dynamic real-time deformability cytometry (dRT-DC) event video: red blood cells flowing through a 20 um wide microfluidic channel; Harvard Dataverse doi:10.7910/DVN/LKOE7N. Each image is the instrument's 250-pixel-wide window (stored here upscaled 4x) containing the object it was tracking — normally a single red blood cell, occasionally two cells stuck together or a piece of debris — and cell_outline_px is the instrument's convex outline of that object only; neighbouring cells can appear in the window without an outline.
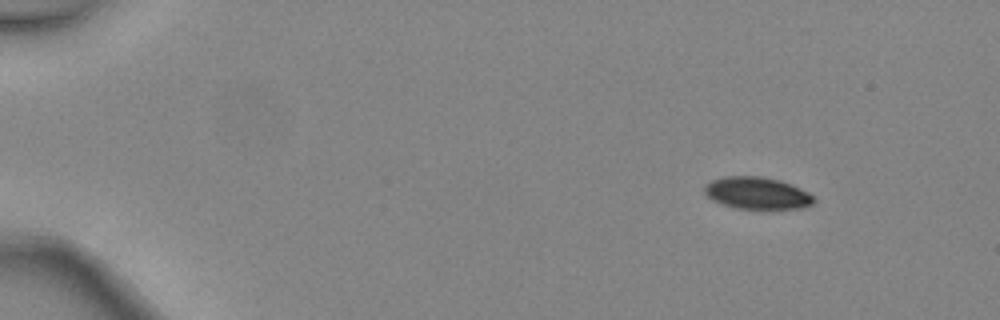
{"species": "common noctule bat (a hibernating species)", "species_latin": "Nyctalus noctula", "temperature_condition": "warm", "stored_images_in_passage": 4, "camera_frame_rate_fps": 3000, "um_per_image_px": 0.085, "animal": {"sex": "female", "body_mass_g": 24.6, "forearm_length_mm": 56.2}, "frame": {"image": 1, "passage_image": 1, "time_ms": 0.0, "image_size_px": [1000, 320], "cell_outline_px": [[816, 200], [812, 204], [804, 208], [736, 208], [712, 200], [704, 192], [704, 184], [712, 180], [724, 176], [760, 176], [780, 180], [792, 184], [808, 192]], "centroid_in_image_um": [64.35, 16.4], "position_along_channel_um": 20.7, "area_um2": 20.35}}
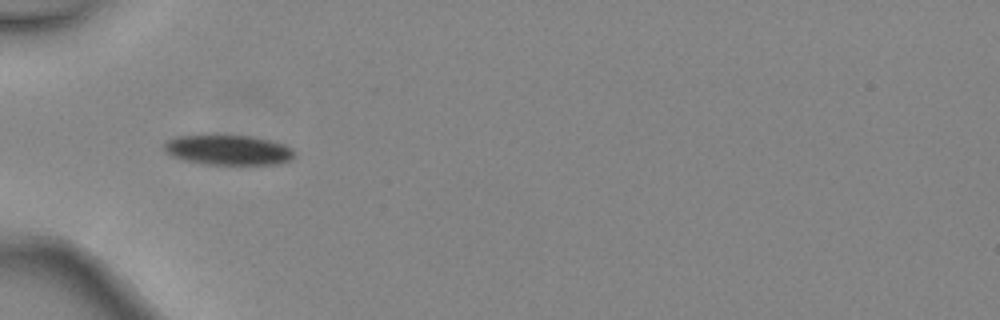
{"frame": {"image": 2, "passage_image": 3, "time_ms": 0.667, "image_size_px": [1000, 320], "cell_outline_px": [[296, 152], [292, 160], [280, 164], [204, 164], [184, 160], [172, 156], [164, 152], [164, 144], [168, 140], [176, 136], [252, 136], [284, 144], [292, 148]], "centroid_in_image_um": [19.43, 12.76], "position_along_channel_um": 65.6, "area_um2": 22.72}}
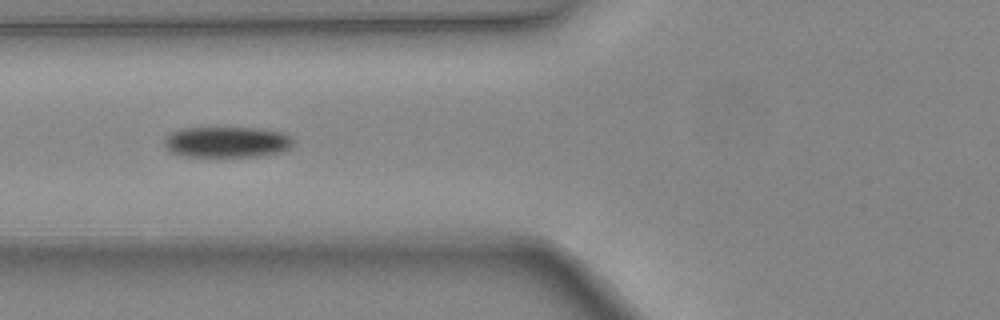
{"frame": {"image": 3, "passage_image": 4, "time_ms": 1.0, "image_size_px": [1000, 320], "cell_outline_px": [[292, 144], [288, 148], [280, 152], [260, 156], [184, 156], [172, 152], [164, 144], [164, 140], [172, 132], [180, 128], [260, 128], [284, 132], [292, 140]], "centroid_in_image_um": [19.29, 12.06], "position_along_channel_um": 106.5, "area_um2": 22.95}}